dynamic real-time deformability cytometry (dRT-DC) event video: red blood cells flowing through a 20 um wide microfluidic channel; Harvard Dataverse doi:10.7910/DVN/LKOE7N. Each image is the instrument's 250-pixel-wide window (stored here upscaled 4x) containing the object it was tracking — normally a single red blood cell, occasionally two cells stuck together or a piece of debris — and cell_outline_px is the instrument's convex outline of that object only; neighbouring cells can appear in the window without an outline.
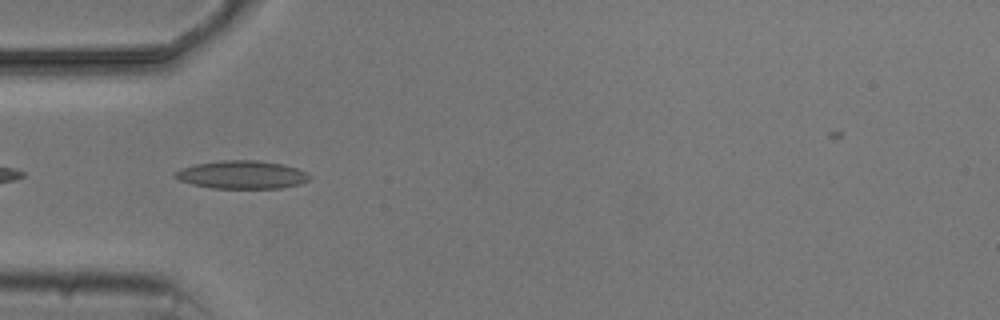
{"species": "common noctule bat (a hibernating species)", "species_latin": "Nyctalus noctula", "temperature_condition": "cold", "stored_images_in_passage": 6, "camera_frame_rate_fps": 3000, "um_per_image_px": 0.085, "animal": {"sex": "male", "body_mass_g": 20.5, "forearm_length_mm": 52.5}, "frame": {"image": 1, "passage_image": 1, "time_ms": 0.0, "image_size_px": [1000, 320], "cell_outline_px": [[312, 176], [308, 180], [300, 184], [280, 188], [212, 188], [192, 184], [180, 180], [172, 176], [180, 168], [196, 164], [224, 160], [256, 160], [284, 164], [308, 172]], "centroid_in_image_um": [20.59, 14.85], "position_along_channel_um": 64.4, "area_um2": 22.02}}
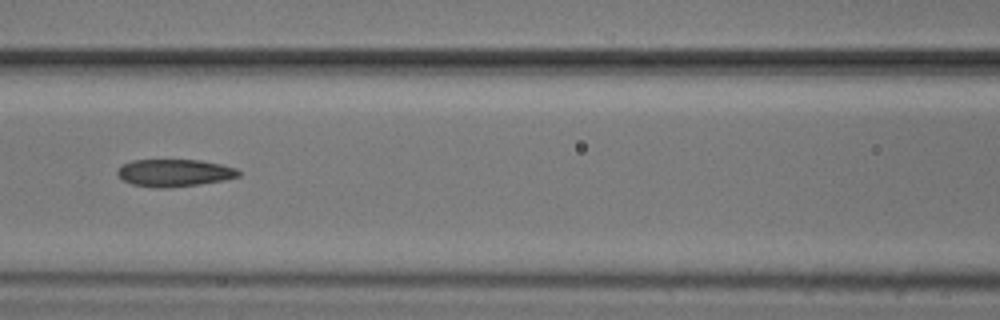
{"frame": {"image": 2, "passage_image": 3, "time_ms": 2.333, "image_size_px": [1000, 320], "cell_outline_px": [[240, 176], [224, 180], [200, 184], [168, 188], [152, 188], [132, 184], [124, 180], [116, 172], [124, 164], [132, 160], [200, 160], [220, 164], [236, 168], [240, 172]], "centroid_in_image_um": [14.84, 14.7], "position_along_channel_um": 151.8, "area_um2": 19.25}}
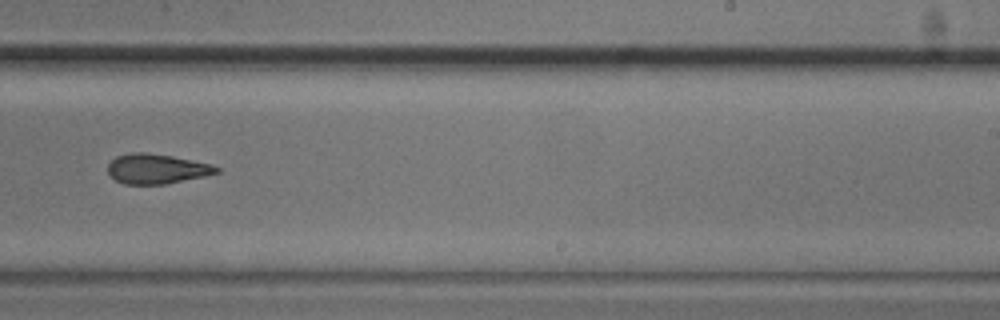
{"frame": {"image": 3, "passage_image": 6, "time_ms": 5.667, "image_size_px": [1000, 320], "cell_outline_px": [[220, 172], [204, 176], [164, 184], [124, 184], [116, 180], [108, 172], [108, 164], [116, 156], [132, 152], [144, 152], [172, 156], [212, 164], [220, 168]], "centroid_in_image_um": [13.32, 14.34], "position_along_channel_um": 275.7, "area_um2": 18.79}}